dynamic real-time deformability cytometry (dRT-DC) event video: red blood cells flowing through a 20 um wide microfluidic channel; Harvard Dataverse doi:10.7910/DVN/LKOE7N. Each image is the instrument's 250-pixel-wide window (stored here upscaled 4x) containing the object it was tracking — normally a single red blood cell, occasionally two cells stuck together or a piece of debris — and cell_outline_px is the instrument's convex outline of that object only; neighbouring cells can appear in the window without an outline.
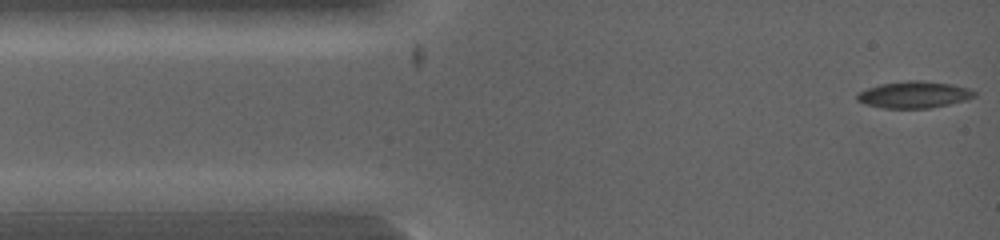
{"species": "common noctule bat (a hibernating species)", "species_latin": "Nyctalus noctula", "temperature_condition": "warm", "stored_images_in_passage": 4, "camera_frame_rate_fps": 5000, "um_per_image_px": 0.085, "animal": {"sex": "female", "body_mass_g": 19.0, "forearm_length_mm": 53.3}, "frame": {"image": 1, "passage_image": 1, "time_ms": 0.0, "image_size_px": [1000, 240], "cell_outline_px": [[976, 96], [964, 100], [948, 104], [928, 108], [884, 108], [868, 104], [856, 100], [856, 92], [880, 84], [908, 80], [920, 80], [948, 84], [968, 88], [976, 92]], "centroid_in_image_um": [77.66, 8.04], "position_along_channel_um": 7.3, "area_um2": 18.03}}